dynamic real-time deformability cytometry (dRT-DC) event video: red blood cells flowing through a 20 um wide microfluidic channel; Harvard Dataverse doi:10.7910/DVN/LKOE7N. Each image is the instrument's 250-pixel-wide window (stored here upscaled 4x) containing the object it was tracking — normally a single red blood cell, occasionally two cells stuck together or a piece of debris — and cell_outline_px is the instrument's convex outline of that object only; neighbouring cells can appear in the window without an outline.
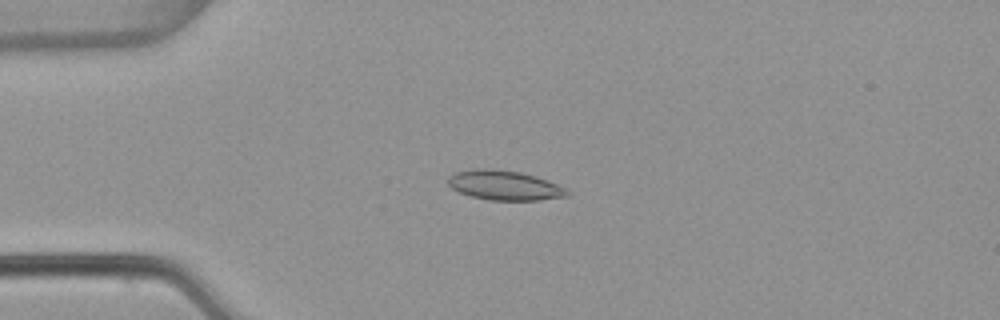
{"species": "common noctule bat (a hibernating species)", "species_latin": "Nyctalus noctula", "temperature_condition": "warm", "stored_images_in_passage": 4, "camera_frame_rate_fps": 3000, "um_per_image_px": 0.085, "animal": {"sex": "female", "body_mass_g": 22.7, "forearm_length_mm": 54.2}, "frame": {"image": 1, "passage_image": 4, "time_ms": 1.0, "image_size_px": [1000, 320], "cell_outline_px": [[572, 192], [568, 196], [540, 200], [488, 200], [472, 196], [460, 192], [452, 188], [448, 184], [448, 176], [456, 172], [472, 168], [492, 168], [520, 172], [536, 176], [548, 180], [568, 188]], "centroid_in_image_um": [42.92, 15.74], "position_along_channel_um": 42.1, "area_um2": 20.87}}